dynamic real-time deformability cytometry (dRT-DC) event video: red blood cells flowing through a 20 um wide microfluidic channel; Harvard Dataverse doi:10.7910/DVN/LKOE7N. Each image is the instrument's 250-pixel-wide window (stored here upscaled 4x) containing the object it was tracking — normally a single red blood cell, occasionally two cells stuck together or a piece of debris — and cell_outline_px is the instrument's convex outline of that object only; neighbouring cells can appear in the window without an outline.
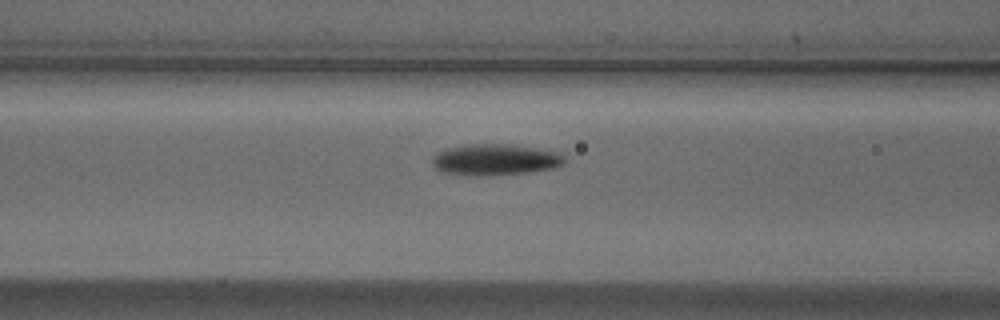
{"species": "Egyptian fruit bat (a non-hibernating species)", "species_latin": "Rousettus aegyptiacus", "temperature_condition": "cold", "stored_images_in_passage": 9, "camera_frame_rate_fps": 3000, "um_per_image_px": 0.085, "animal": {"sex": "male"}, "frame": {"image": 1, "passage_image": 4, "time_ms": 1.0, "image_size_px": [1000, 320], "cell_outline_px": [[564, 164], [552, 168], [532, 172], [492, 176], [468, 176], [440, 172], [432, 164], [432, 156], [436, 152], [448, 148], [468, 144], [516, 144], [560, 152], [564, 156]], "centroid_in_image_um": [42.08, 13.58], "position_along_channel_um": 124.5, "area_um2": 24.68}}
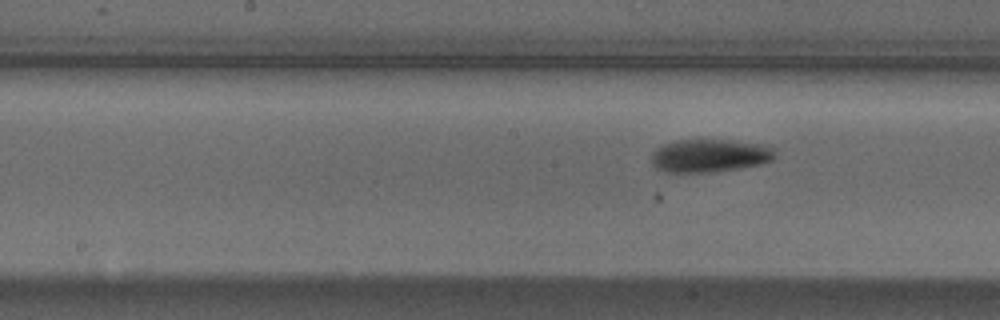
{"frame": {"image": 2, "passage_image": 9, "time_ms": 2.667, "image_size_px": [1000, 320], "cell_outline_px": [[776, 156], [772, 160], [760, 164], [740, 168], [716, 172], [664, 172], [656, 168], [652, 164], [652, 152], [660, 144], [672, 140], [692, 136], [716, 136], [772, 144], [776, 148]], "centroid_in_image_um": [60.38, 13.12], "position_along_channel_um": 187.8, "area_um2": 26.07}}